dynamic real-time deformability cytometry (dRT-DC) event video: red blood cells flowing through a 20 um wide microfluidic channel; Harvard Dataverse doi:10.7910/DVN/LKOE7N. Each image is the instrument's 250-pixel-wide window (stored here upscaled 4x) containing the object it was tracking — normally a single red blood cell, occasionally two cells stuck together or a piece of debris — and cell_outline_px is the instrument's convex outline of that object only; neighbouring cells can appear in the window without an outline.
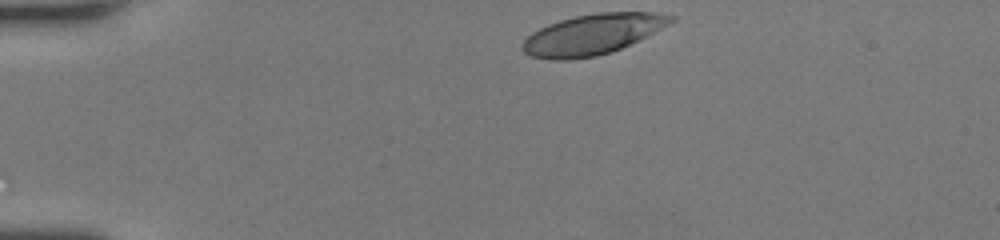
{"species": "human", "species_latin": "Homo sapiens", "temperature_condition": "room temperature", "stored_images_in_passage": 10, "camera_frame_rate_fps": 3000, "um_per_image_px": 0.085, "donor": {"sex": "female"}, "frame": {"image": 1, "passage_image": 1, "time_ms": 0.0, "image_size_px": [1000, 240], "cell_outline_px": [[676, 20], [620, 48], [596, 56], [568, 60], [548, 60], [532, 56], [524, 52], [520, 48], [520, 44], [532, 32], [548, 24], [560, 20], [576, 16], [596, 12], [656, 12], [676, 16]], "centroid_in_image_um": [50.3, 2.91], "position_along_channel_um": 34.7, "area_um2": 34.68}}
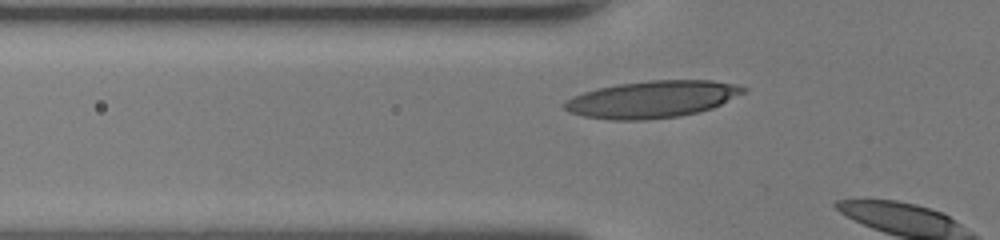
{"frame": {"image": 2, "passage_image": 8, "time_ms": 2.333, "image_size_px": [1000, 240], "cell_outline_px": [[748, 88], [744, 92], [712, 108], [680, 116], [644, 120], [608, 120], [584, 116], [568, 112], [560, 104], [564, 100], [572, 96], [584, 92], [600, 88], [620, 84], [652, 80], [712, 80], [736, 84]], "centroid_in_image_um": [55.39, 8.44], "position_along_channel_um": 70.4, "area_um2": 38.49}}